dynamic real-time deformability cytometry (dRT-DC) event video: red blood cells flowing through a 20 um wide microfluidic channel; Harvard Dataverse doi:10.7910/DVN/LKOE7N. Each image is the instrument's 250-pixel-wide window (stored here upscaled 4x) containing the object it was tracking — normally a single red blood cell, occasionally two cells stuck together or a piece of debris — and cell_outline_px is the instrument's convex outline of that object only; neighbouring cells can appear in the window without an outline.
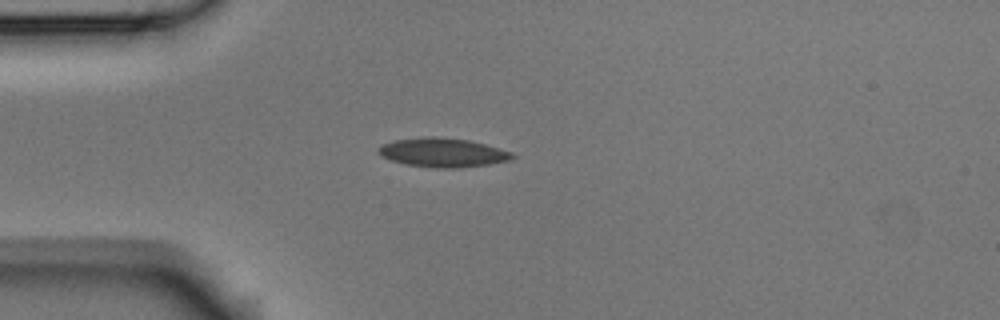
{"species": "Egyptian fruit bat (a non-hibernating species)", "species_latin": "Rousettus aegyptiacus", "temperature_condition": "room temperature", "stored_images_in_passage": 4, "camera_frame_rate_fps": 3000, "um_per_image_px": 0.085, "animal": {"sex": "male"}, "frame": {"image": 1, "passage_image": 3, "time_ms": 0.667, "image_size_px": [1000, 320], "cell_outline_px": [[516, 156], [508, 160], [488, 164], [456, 168], [440, 168], [408, 164], [392, 160], [380, 156], [376, 152], [376, 148], [380, 144], [396, 140], [424, 136], [436, 136], [468, 140], [484, 144], [512, 152]], "centroid_in_image_um": [37.57, 12.95], "position_along_channel_um": 47.4, "area_um2": 22.54}}